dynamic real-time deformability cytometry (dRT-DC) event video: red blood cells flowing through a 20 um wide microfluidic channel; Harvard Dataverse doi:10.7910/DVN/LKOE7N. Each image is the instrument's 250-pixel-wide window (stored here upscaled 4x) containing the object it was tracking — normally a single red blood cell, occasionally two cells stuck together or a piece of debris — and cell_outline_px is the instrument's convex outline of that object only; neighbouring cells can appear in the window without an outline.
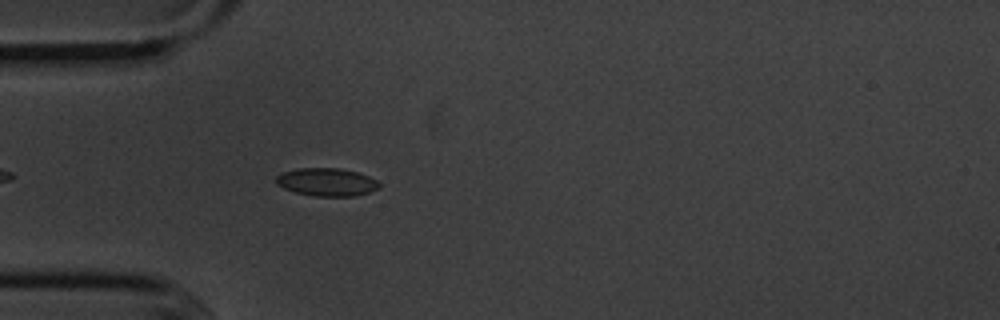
{"species": "common noctule bat (a hibernating species)", "species_latin": "Nyctalus noctula", "temperature_condition": "cold", "stored_images_in_passage": 45, "camera_frame_rate_fps": 3000, "um_per_image_px": 0.085, "animal": {"sex": "male", "body_mass_g": 20.1, "forearm_length_mm": 53.5}, "frame": {"image": 1, "passage_image": 6, "time_ms": 1.667, "image_size_px": [1000, 320], "cell_outline_px": [[380, 188], [356, 196], [316, 196], [296, 192], [284, 188], [276, 184], [276, 176], [280, 172], [296, 168], [340, 168], [356, 172], [368, 176], [376, 180], [380, 184]], "centroid_in_image_um": [27.75, 15.47], "position_along_channel_um": 57.3, "area_um2": 16.82}}
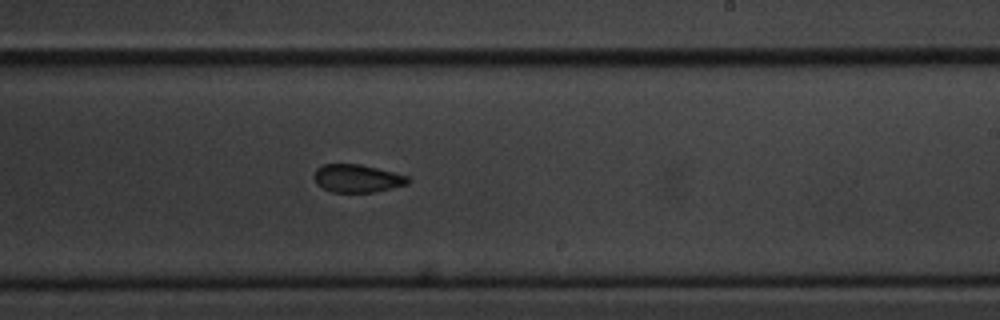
{"frame": {"image": 2, "passage_image": 23, "time_ms": 7.333, "image_size_px": [1000, 320], "cell_outline_px": [[412, 180], [408, 184], [376, 192], [332, 192], [316, 184], [316, 168], [324, 164], [360, 164], [408, 176]], "centroid_in_image_um": [30.4, 15.17], "position_along_channel_um": 258.6, "area_um2": 15.14}}
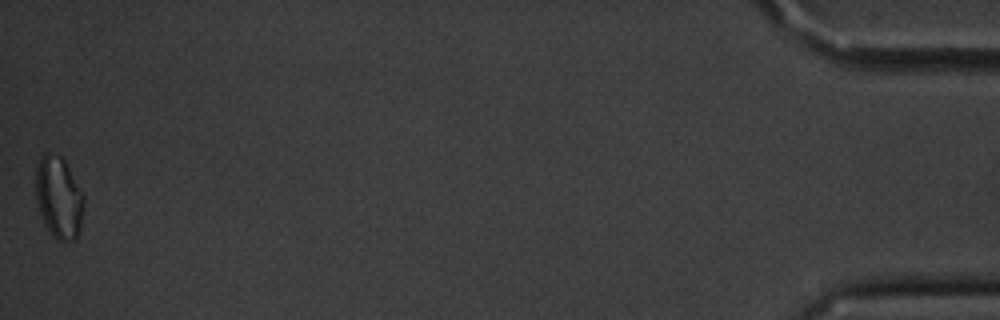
{"frame": {"image": 3, "passage_image": 45, "time_ms": 14.667, "image_size_px": [1000, 320], "cell_outline_px": [[84, 204], [80, 228], [76, 240], [64, 244], [56, 240], [52, 236], [44, 224], [36, 200], [36, 168], [40, 156], [44, 152], [48, 152], [60, 156], [64, 160], [84, 196]], "centroid_in_image_um": [4.99, 16.84], "position_along_channel_um": 430.2, "area_um2": 23.24}, "authors_computed_cell_mechanics": {"area_um2": 16.473, "velocity_mm_per_s": 3.6255, "shape_relaxation_time_tau1_ms": 2.587, "shape_relaxation_time_tau2_ms": 3.9609, "deformation_change_tau1": 0.072, "deformation_change_tau2": 0.0915}}